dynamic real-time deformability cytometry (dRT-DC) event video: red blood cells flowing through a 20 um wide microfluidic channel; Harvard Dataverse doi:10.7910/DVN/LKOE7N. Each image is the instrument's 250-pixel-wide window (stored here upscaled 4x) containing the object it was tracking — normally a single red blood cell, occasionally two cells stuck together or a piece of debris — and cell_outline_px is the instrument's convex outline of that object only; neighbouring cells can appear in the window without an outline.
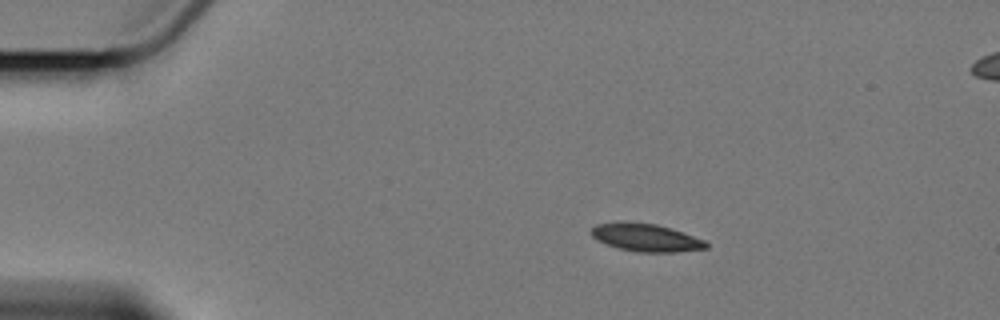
{"species": "Egyptian fruit bat (a non-hibernating species)", "species_latin": "Rousettus aegyptiacus", "temperature_condition": "cold", "stored_images_in_passage": 5, "camera_frame_rate_fps": 3000, "um_per_image_px": 0.085, "animal": {"sex": "female"}, "frame": {"image": 1, "passage_image": 3, "time_ms": 2.333, "image_size_px": [1000, 320], "cell_outline_px": [[708, 248], [676, 252], [636, 252], [620, 248], [608, 244], [592, 236], [592, 228], [596, 224], [656, 224], [704, 240], [708, 244]], "centroid_in_image_um": [54.97, 20.24], "position_along_channel_um": 30.0, "area_um2": 17.51}}